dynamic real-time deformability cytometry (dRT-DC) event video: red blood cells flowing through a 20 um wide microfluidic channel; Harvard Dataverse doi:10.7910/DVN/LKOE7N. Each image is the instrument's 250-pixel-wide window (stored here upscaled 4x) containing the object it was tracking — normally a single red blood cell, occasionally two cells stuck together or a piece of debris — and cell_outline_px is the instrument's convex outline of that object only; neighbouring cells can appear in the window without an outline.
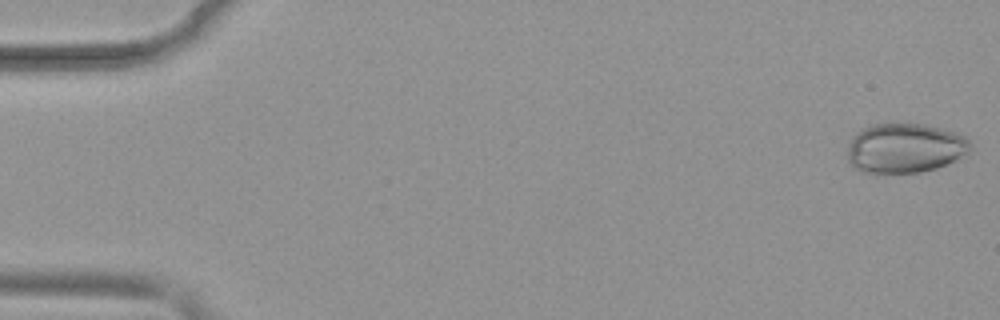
{"species": "common noctule bat (a hibernating species)", "species_latin": "Nyctalus noctula", "temperature_condition": "warm", "stored_images_in_passage": 51, "camera_frame_rate_fps": 3000, "um_per_image_px": 0.085, "animal": {"sex": "female", "body_mass_g": 19.9}, "frame": {"image": 1, "passage_image": 1, "time_ms": 0.0, "image_size_px": [1000, 320], "cell_outline_px": [[972, 148], [968, 152], [936, 168], [920, 172], [864, 172], [856, 168], [848, 160], [848, 144], [852, 136], [860, 128], [868, 124], [924, 124], [956, 132], [964, 136], [972, 144]], "centroid_in_image_um": [76.88, 12.56], "position_along_channel_um": 8.1, "area_um2": 35.32}}
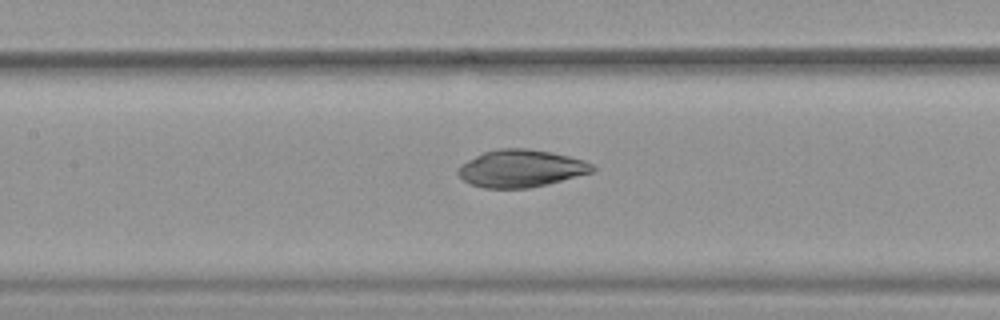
{"frame": {"image": 2, "passage_image": 24, "time_ms": 7.667, "image_size_px": [1000, 320], "cell_outline_px": [[596, 172], [548, 184], [528, 188], [484, 188], [472, 184], [464, 180], [456, 172], [460, 164], [484, 152], [500, 148], [528, 148], [552, 152], [584, 160], [592, 164], [596, 168]], "centroid_in_image_um": [44.32, 14.32], "position_along_channel_um": 163.1, "area_um2": 29.42}}
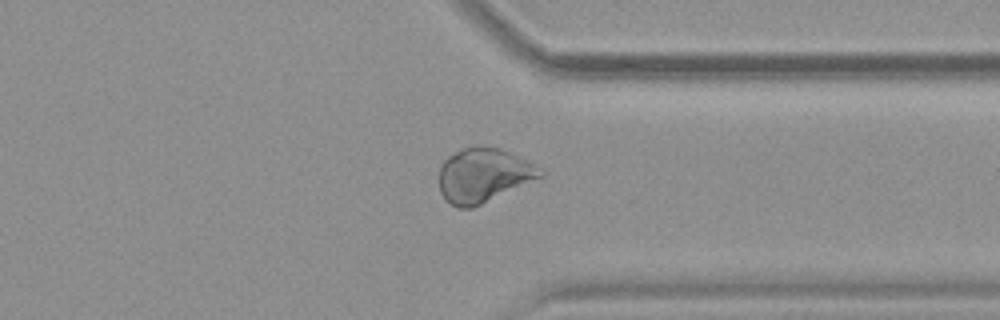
{"frame": {"image": 3, "passage_image": 40, "time_ms": 13.0, "image_size_px": [1000, 320], "cell_outline_px": [[544, 176], [472, 208], [456, 208], [440, 192], [440, 164], [448, 156], [464, 148], [476, 144], [480, 144], [500, 148], [528, 160], [544, 172]], "centroid_in_image_um": [41.1, 14.87], "position_along_channel_um": 370.3, "area_um2": 31.96}}